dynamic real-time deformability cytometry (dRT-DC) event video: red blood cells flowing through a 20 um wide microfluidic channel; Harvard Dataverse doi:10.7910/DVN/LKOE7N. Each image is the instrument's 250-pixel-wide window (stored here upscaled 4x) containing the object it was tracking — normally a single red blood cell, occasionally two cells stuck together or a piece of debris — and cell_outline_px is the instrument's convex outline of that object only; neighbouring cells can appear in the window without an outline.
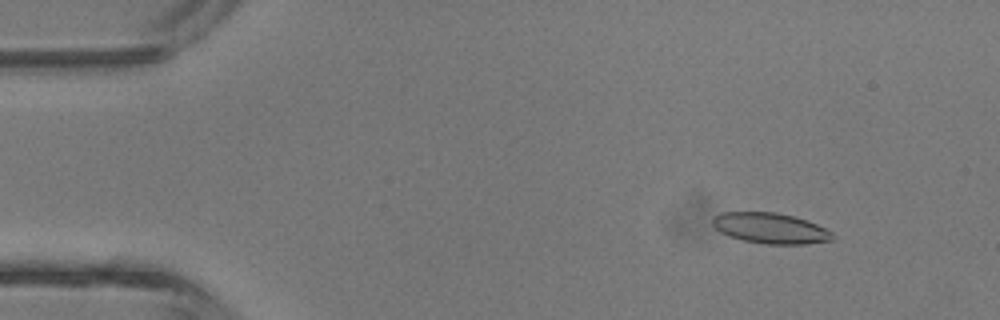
{"species": "common noctule bat (a hibernating species)", "species_latin": "Nyctalus noctula", "temperature_condition": "room temperature", "stored_images_in_passage": 3, "camera_frame_rate_fps": 3000, "um_per_image_px": 0.085, "animal": {"sex": "male", "body_mass_g": 13.3}, "frame": {"image": 1, "passage_image": 1, "time_ms": 0.0, "image_size_px": [1000, 320], "cell_outline_px": [[836, 236], [832, 240], [804, 244], [764, 244], [744, 240], [728, 236], [720, 232], [712, 224], [712, 220], [716, 216], [724, 212], [776, 212], [792, 216], [816, 224], [832, 232]], "centroid_in_image_um": [65.49, 19.41], "position_along_channel_um": 19.5, "area_um2": 21.21}}